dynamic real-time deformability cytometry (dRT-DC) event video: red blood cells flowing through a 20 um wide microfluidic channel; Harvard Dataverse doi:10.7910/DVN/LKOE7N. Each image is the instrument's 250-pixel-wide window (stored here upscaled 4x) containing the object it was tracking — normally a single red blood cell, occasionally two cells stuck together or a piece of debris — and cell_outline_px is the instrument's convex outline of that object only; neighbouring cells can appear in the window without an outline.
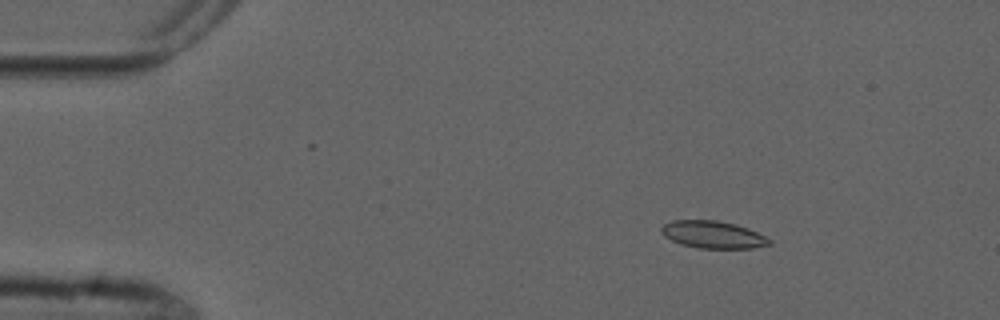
{"species": "common noctule bat (a hibernating species)", "species_latin": "Nyctalus noctula", "temperature_condition": "cold", "stored_images_in_passage": 5, "camera_frame_rate_fps": 3000, "um_per_image_px": 0.085, "animal": {"sex": "male", "forearm_length_mm": 52.5}, "frame": {"image": 1, "passage_image": 3, "time_ms": 2.333, "image_size_px": [1000, 320], "cell_outline_px": [[772, 244], [752, 248], [696, 248], [680, 244], [664, 236], [660, 232], [660, 228], [664, 224], [672, 220], [716, 220], [736, 224], [748, 228], [772, 240]], "centroid_in_image_um": [60.58, 19.94], "position_along_channel_um": 24.4, "area_um2": 17.28}}
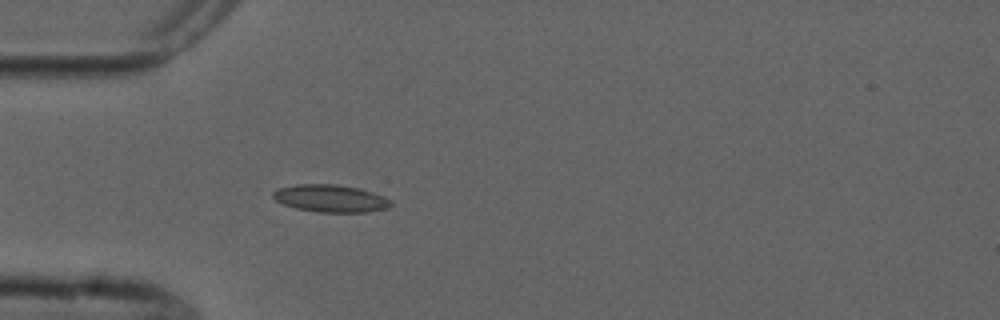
{"frame": {"image": 2, "passage_image": 5, "time_ms": 5.0, "image_size_px": [1000, 320], "cell_outline_px": [[392, 204], [384, 208], [368, 212], [320, 212], [296, 208], [284, 204], [276, 200], [272, 196], [272, 192], [280, 188], [296, 184], [336, 184], [360, 188], [384, 196], [392, 200]], "centroid_in_image_um": [28.11, 16.85], "position_along_channel_um": 56.9, "area_um2": 18.73}}